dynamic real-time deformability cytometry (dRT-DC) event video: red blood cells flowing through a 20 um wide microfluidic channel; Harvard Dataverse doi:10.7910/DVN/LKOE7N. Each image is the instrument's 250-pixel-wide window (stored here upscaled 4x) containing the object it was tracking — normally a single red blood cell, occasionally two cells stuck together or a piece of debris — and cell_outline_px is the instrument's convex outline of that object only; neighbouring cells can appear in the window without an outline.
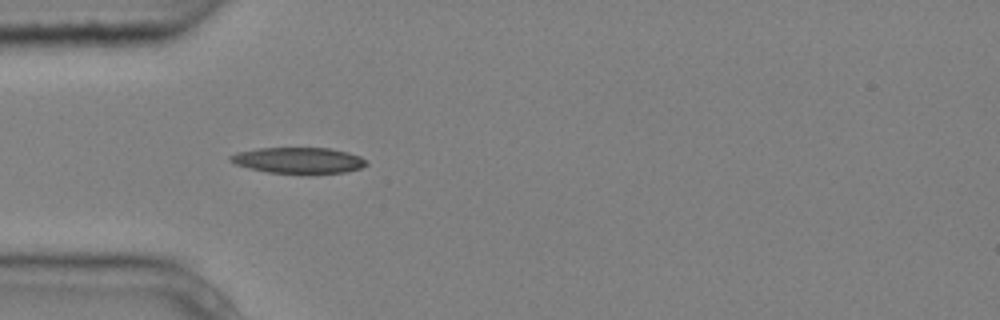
{"species": "common noctule bat (a hibernating species)", "species_latin": "Nyctalus noctula", "temperature_condition": "cold", "stored_images_in_passage": 12, "camera_frame_rate_fps": 3000, "um_per_image_px": 0.085, "animal": {"sex": "male", "body_mass_g": 20.4}, "frame": {"image": 1, "passage_image": 3, "time_ms": 0.667, "image_size_px": [1000, 320], "cell_outline_px": [[368, 164], [360, 168], [344, 172], [312, 176], [268, 172], [236, 164], [228, 160], [228, 156], [236, 152], [260, 148], [332, 148], [348, 152], [360, 156]], "centroid_in_image_um": [25.4, 13.66], "position_along_channel_um": 59.6, "area_um2": 21.15}}
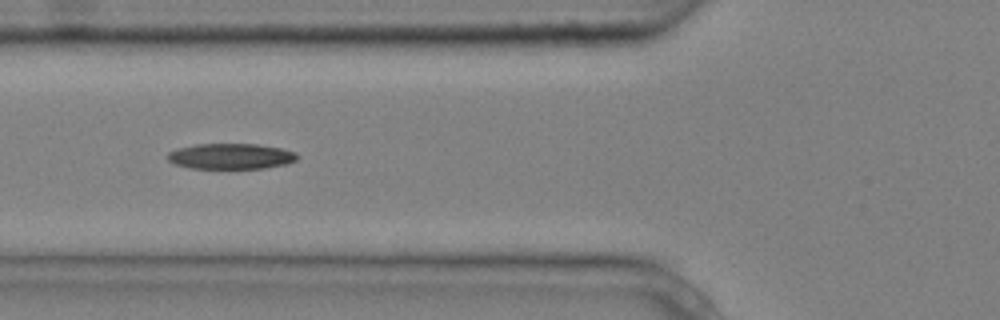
{"frame": {"image": 2, "passage_image": 4, "time_ms": 1.0, "image_size_px": [1000, 320], "cell_outline_px": [[300, 156], [296, 160], [288, 164], [264, 168], [188, 168], [176, 164], [168, 160], [168, 152], [176, 148], [196, 144], [256, 144], [280, 148], [296, 152]], "centroid_in_image_um": [19.64, 13.28], "position_along_channel_um": 106.2, "area_um2": 19.42}}